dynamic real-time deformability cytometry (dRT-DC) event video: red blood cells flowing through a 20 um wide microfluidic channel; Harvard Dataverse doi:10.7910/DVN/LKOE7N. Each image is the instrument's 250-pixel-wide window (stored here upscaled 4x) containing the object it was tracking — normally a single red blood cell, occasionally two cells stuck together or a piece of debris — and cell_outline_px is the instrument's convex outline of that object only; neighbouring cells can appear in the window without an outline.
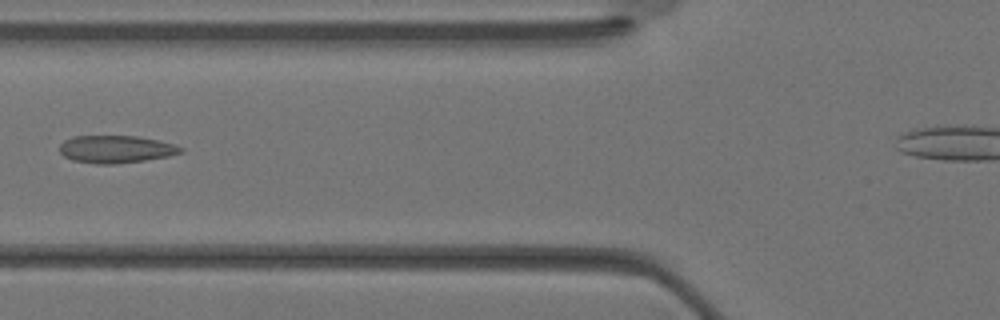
{"species": "Egyptian fruit bat (a non-hibernating species)", "species_latin": "Rousettus aegyptiacus", "temperature_condition": "warm", "stored_images_in_passage": 29, "camera_frame_rate_fps": 3000, "um_per_image_px": 0.085, "animal": {"sex": "female"}, "frame": {"image": 1, "passage_image": 13, "time_ms": 4.0, "image_size_px": [1000, 320], "cell_outline_px": [[184, 152], [168, 156], [144, 160], [116, 164], [96, 164], [72, 160], [64, 156], [60, 152], [60, 144], [64, 140], [72, 136], [136, 136], [160, 140], [176, 144], [184, 148]], "centroid_in_image_um": [9.88, 12.68], "position_along_channel_um": 115.9, "area_um2": 19.59}}
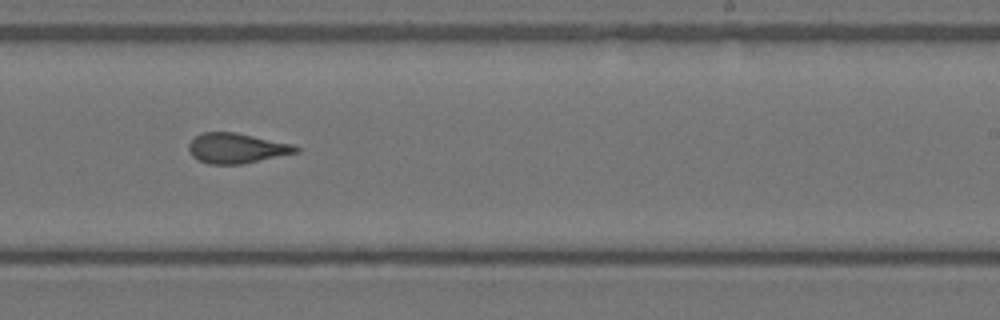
{"frame": {"image": 2, "passage_image": 21, "time_ms": 6.667, "image_size_px": [1000, 320], "cell_outline_px": [[300, 152], [240, 164], [208, 164], [192, 156], [188, 148], [188, 144], [196, 136], [204, 132], [236, 132], [292, 144], [300, 148]], "centroid_in_image_um": [20.12, 12.59], "position_along_channel_um": 268.9, "area_um2": 18.67}}
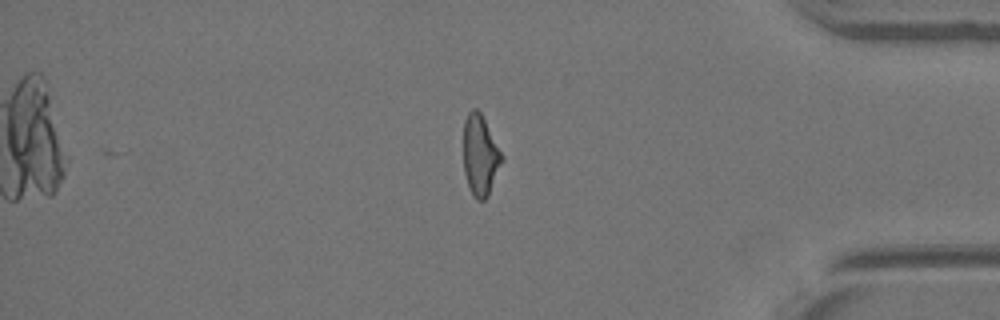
{"frame": {"image": 3, "passage_image": 29, "time_ms": 9.333, "image_size_px": [1000, 320], "cell_outline_px": [[504, 160], [488, 196], [484, 200], [476, 200], [472, 196], [468, 188], [464, 172], [464, 120], [468, 112], [472, 108], [476, 108], [480, 112], [504, 156]], "centroid_in_image_um": [40.83, 13.24], "position_along_channel_um": 394.4, "area_um2": 18.26}}